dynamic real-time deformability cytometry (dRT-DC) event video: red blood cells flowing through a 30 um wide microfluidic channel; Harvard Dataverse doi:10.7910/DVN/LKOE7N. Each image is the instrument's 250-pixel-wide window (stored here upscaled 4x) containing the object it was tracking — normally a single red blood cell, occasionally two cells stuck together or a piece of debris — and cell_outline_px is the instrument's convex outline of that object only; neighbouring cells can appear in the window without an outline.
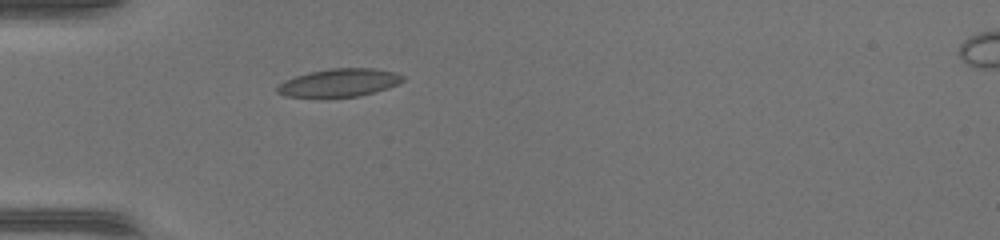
{"species": "common noctule bat (a hibernating species)", "species_latin": "Nyctalus noctula", "temperature_condition": "warm", "stored_images_in_passage": 35, "camera_frame_rate_fps": 3000, "um_per_image_px": 0.085, "animal": {"sex": "female", "body_mass_g": 17.0, "forearm_length_mm": 48.0}, "frame": {"image": 1, "passage_image": 1, "time_ms": 0.0, "image_size_px": [1000, 240], "cell_outline_px": [[404, 80], [388, 88], [360, 96], [284, 96], [276, 92], [276, 88], [284, 80], [308, 72], [332, 68], [372, 68], [396, 72], [404, 76]], "centroid_in_image_um": [28.85, 7.01], "position_along_channel_um": 56.2, "area_um2": 20.23}}
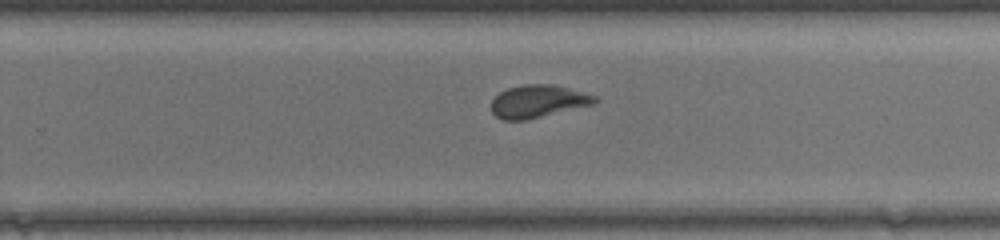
{"frame": {"image": 2, "passage_image": 18, "time_ms": 5.667, "image_size_px": [1000, 240], "cell_outline_px": [[600, 100], [596, 104], [528, 120], [504, 120], [496, 116], [492, 112], [492, 100], [500, 92], [508, 88], [524, 84], [552, 84], [584, 92], [596, 96]], "centroid_in_image_um": [45.78, 8.62], "position_along_channel_um": 284.0, "area_um2": 19.88}}
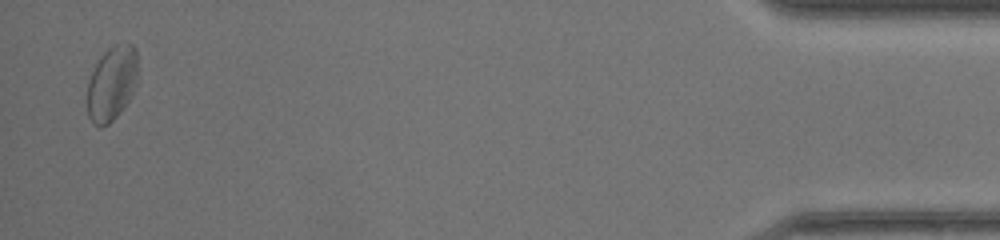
{"frame": {"image": 3, "passage_image": 34, "time_ms": 11.0, "image_size_px": [1000, 240], "cell_outline_px": [[136, 76], [132, 92], [124, 108], [108, 124], [100, 128], [92, 124], [88, 116], [88, 80], [100, 56], [108, 48], [116, 44], [132, 44], [136, 48]], "centroid_in_image_um": [9.47, 7.11], "position_along_channel_um": 425.7, "area_um2": 21.68}, "authors_computed_cell_mechanics": {"area_um2": 19.9988, "velocity_mm_per_s": 4.2037, "shape_relaxation_time_tau1_ms": 3.8402, "shape_relaxation_time_tau2_ms": 1.3888, "deformation_change_tau1": 0.1204, "deformation_change_tau2": 0.0755}}